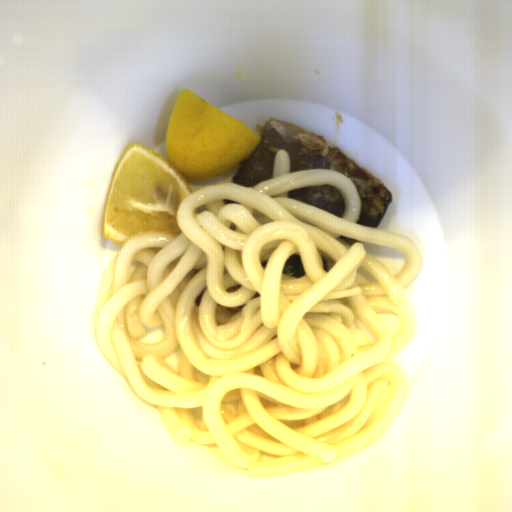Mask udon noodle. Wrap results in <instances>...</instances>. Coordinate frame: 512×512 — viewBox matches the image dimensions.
I'll return each instance as SVG.
<instances>
[{"instance_id":"1","label":"udon noodle","mask_w":512,"mask_h":512,"mask_svg":"<svg viewBox=\"0 0 512 512\" xmlns=\"http://www.w3.org/2000/svg\"><path fill=\"white\" fill-rule=\"evenodd\" d=\"M238 166L190 186L180 234L130 235L100 275L91 333L176 444L273 478L366 450L397 420L410 384L391 360L416 334L422 263L410 236L358 223L345 174L290 172L283 148L252 186L232 182ZM322 183L341 217L288 197ZM295 253L297 280L282 272Z\"/></svg>"}]
</instances>
